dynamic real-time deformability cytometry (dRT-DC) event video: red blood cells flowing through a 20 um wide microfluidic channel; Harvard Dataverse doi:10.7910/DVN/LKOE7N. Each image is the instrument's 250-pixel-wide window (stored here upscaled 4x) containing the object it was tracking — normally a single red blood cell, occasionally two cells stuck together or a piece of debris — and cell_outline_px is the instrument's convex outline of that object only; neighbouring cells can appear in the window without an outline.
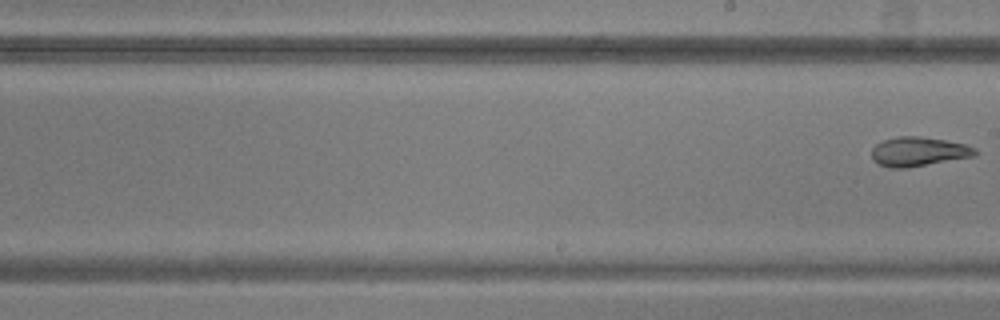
{"species": "common noctule bat (a hibernating species)", "species_latin": "Nyctalus noctula", "temperature_condition": "warm", "stored_images_in_passage": 6, "segment_of_instrument_passage": [2, 2], "camera_frame_rate_fps": 3000, "um_per_image_px": 0.085, "animal": {"sex": "male", "body_mass_g": 20.5, "forearm_length_mm": 52.5}, "frame": {"image": 1, "passage_image": 6, "time_ms": 7.0, "image_size_px": [1000, 320], "cell_outline_px": [[980, 152], [976, 156], [908, 168], [888, 168], [876, 164], [872, 160], [872, 148], [876, 144], [884, 140], [896, 136], [920, 136], [944, 140], [964, 144], [976, 148]], "centroid_in_image_um": [78.07, 12.9], "position_along_channel_um": 210.9, "area_um2": 17.98}}